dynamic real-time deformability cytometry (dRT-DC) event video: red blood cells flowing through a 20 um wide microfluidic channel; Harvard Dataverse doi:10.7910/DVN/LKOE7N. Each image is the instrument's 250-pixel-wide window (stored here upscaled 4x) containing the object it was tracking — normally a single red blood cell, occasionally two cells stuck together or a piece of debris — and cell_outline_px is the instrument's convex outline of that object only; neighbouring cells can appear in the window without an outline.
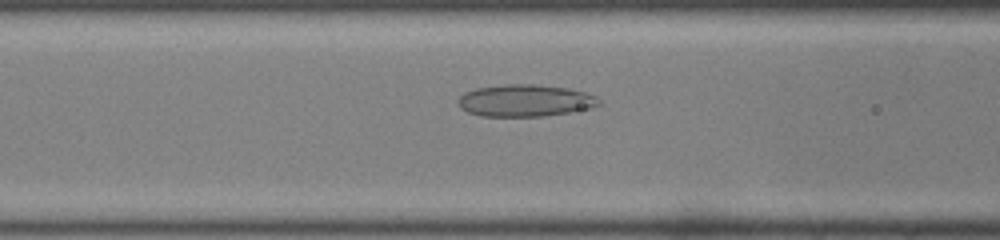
{"species": "common noctule bat (a hibernating species)", "species_latin": "Nyctalus noctula", "temperature_condition": "room temperature", "stored_images_in_passage": 32, "camera_frame_rate_fps": 3000, "um_per_image_px": 0.085, "animal": {"sex": "male", "body_mass_g": 19.0, "forearm_length_mm": 50.8}, "frame": {"image": 1, "passage_image": 6, "time_ms": 1.667, "image_size_px": [1000, 240], "cell_outline_px": [[604, 104], [592, 108], [572, 112], [544, 116], [480, 116], [468, 112], [460, 108], [456, 100], [464, 92], [476, 88], [504, 84], [536, 84], [568, 88], [584, 92], [596, 96]], "centroid_in_image_um": [44.65, 8.55], "position_along_channel_um": 121.9, "area_um2": 26.65}}
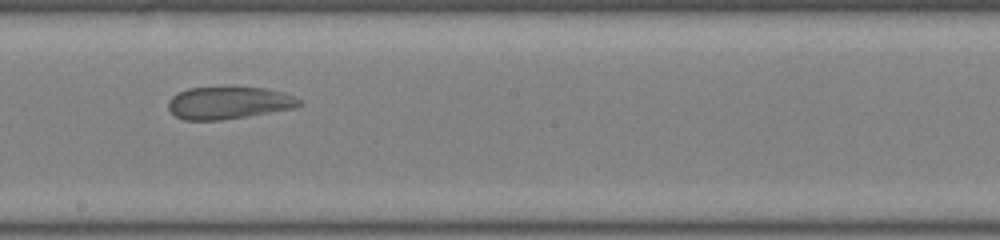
{"frame": {"image": 2, "passage_image": 14, "time_ms": 4.333, "image_size_px": [1000, 240], "cell_outline_px": [[304, 104], [296, 108], [248, 116], [220, 120], [184, 120], [176, 116], [168, 108], [168, 100], [172, 96], [188, 88], [264, 88], [284, 92], [300, 100]], "centroid_in_image_um": [19.46, 8.75], "position_along_channel_um": 228.7, "area_um2": 24.51}}
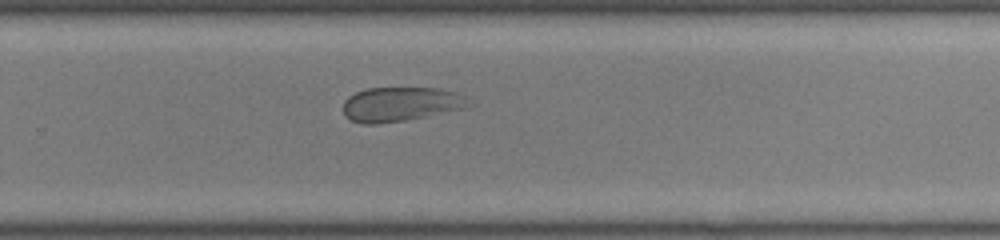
{"frame": {"image": 3, "passage_image": 19, "time_ms": 6.0, "image_size_px": [1000, 240], "cell_outline_px": [[476, 104], [464, 108], [428, 116], [404, 120], [376, 124], [364, 124], [352, 120], [344, 116], [344, 100], [348, 96], [356, 92], [368, 88], [436, 88], [456, 92], [468, 96]], "centroid_in_image_um": [34.12, 8.85], "position_along_channel_um": 295.7, "area_um2": 25.37}}